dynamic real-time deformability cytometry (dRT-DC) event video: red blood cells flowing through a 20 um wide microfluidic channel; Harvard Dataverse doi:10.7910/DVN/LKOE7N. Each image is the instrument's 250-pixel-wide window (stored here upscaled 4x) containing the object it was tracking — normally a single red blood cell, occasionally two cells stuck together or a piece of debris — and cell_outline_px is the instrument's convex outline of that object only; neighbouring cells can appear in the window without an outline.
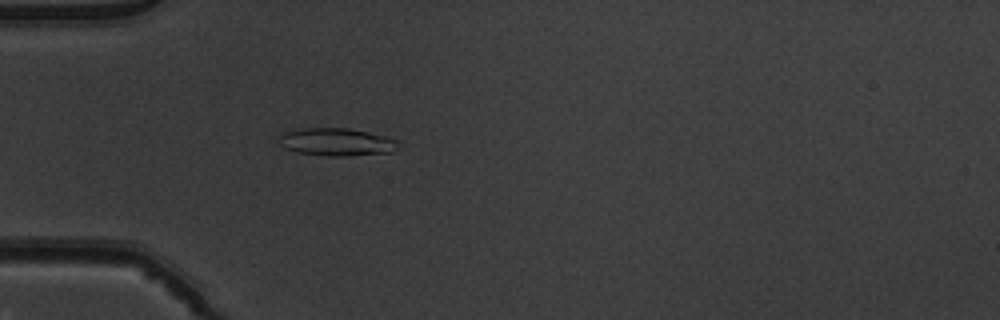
{"species": "common noctule bat (a hibernating species)", "species_latin": "Nyctalus noctula", "temperature_condition": "warm", "stored_images_in_passage": 52, "camera_frame_rate_fps": 3000, "um_per_image_px": 0.085, "animal": {"sex": "male", "body_mass_g": 19.5, "forearm_length_mm": 54.6}, "frame": {"image": 1, "passage_image": 16, "time_ms": 5.0, "image_size_px": [1000, 320], "cell_outline_px": [[400, 140], [396, 148], [392, 152], [348, 156], [328, 156], [296, 152], [284, 148], [272, 136], [280, 132], [304, 128], [348, 128], [368, 132]], "centroid_in_image_um": [28.51, 12.06], "position_along_channel_um": 56.5, "area_um2": 19.71}}
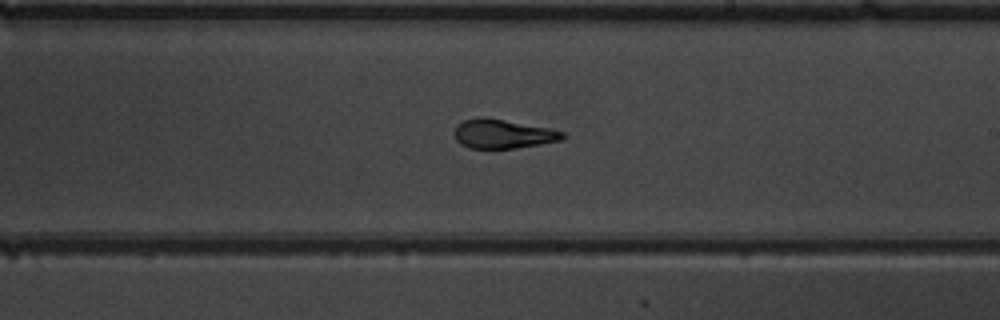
{"frame": {"image": 2, "passage_image": 31, "time_ms": 10.0, "image_size_px": [1000, 320], "cell_outline_px": [[568, 136], [564, 140], [516, 148], [468, 148], [460, 144], [456, 140], [456, 124], [464, 120], [480, 116], [488, 116], [552, 128], [564, 132]], "centroid_in_image_um": [42.8, 11.36], "position_along_channel_um": 246.2, "area_um2": 18.84}}
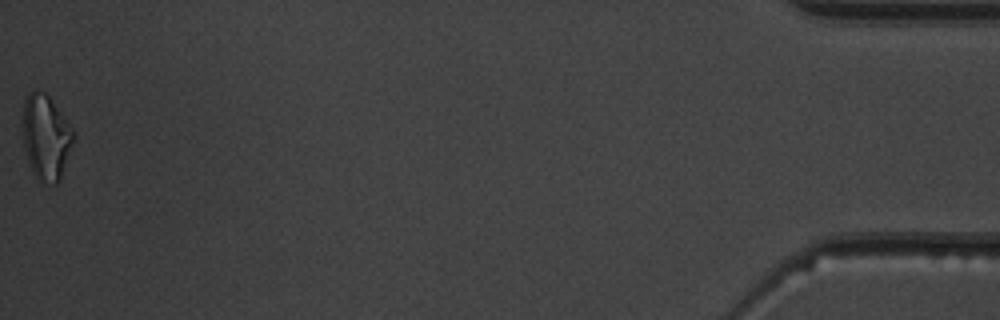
{"frame": {"image": 3, "passage_image": 52, "time_ms": 17.0, "image_size_px": [1000, 320], "cell_outline_px": [[76, 136], [60, 180], [56, 184], [52, 184], [36, 176], [32, 172], [28, 160], [24, 144], [20, 124], [20, 120], [24, 100], [28, 92], [44, 92], [52, 100], [76, 132]], "centroid_in_image_um": [3.9, 11.62], "position_along_channel_um": 431.3, "area_um2": 25.49}, "authors_computed_cell_mechanics": {"area_um2": 19.652, "velocity_mm_per_s": 3.9509, "shape_relaxation_time_tau1_ms": 7.6095, "shape_relaxation_time_tau2_ms": 1.2776, "deformation_change_tau1": 0.2437, "deformation_change_tau2": 0.069}}